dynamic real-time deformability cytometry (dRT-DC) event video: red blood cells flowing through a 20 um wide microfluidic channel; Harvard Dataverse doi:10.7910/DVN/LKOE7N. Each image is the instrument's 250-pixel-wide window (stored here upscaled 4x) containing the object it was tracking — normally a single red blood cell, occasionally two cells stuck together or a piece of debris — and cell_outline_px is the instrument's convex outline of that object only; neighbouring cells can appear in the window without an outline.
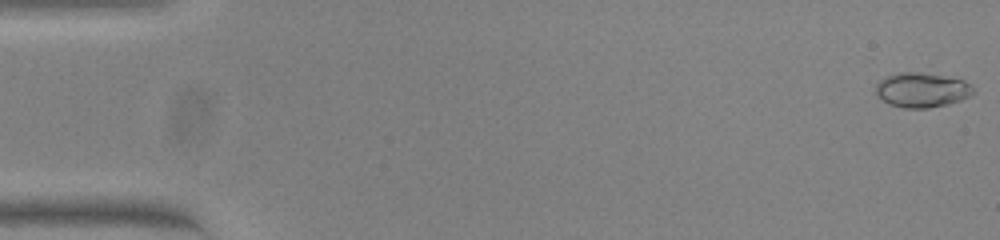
{"species": "common noctule bat (a hibernating species)", "species_latin": "Nyctalus noctula", "temperature_condition": "warm", "stored_images_in_passage": 32, "camera_frame_rate_fps": 3000, "um_per_image_px": 0.085, "animal": {"sex": "female", "body_mass_g": 23.0, "forearm_length_mm": 53.4}, "frame": {"image": 1, "passage_image": 1, "time_ms": 0.0, "image_size_px": [1000, 240], "cell_outline_px": [[976, 92], [972, 96], [948, 104], [928, 108], [904, 108], [888, 104], [880, 100], [876, 96], [876, 84], [884, 76], [900, 72], [920, 72], [944, 76], [964, 80]], "centroid_in_image_um": [78.32, 7.65], "position_along_channel_um": 6.7, "area_um2": 19.94}}
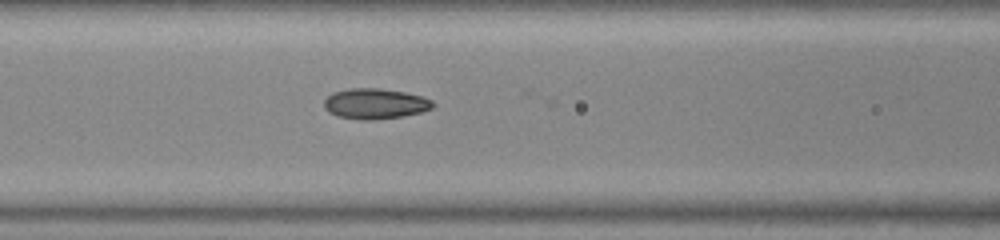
{"frame": {"image": 2, "passage_image": 23, "time_ms": 7.333, "image_size_px": [1000, 240], "cell_outline_px": [[436, 104], [432, 108], [420, 112], [404, 116], [376, 120], [360, 120], [336, 116], [328, 112], [324, 108], [324, 100], [332, 92], [352, 88], [380, 88], [404, 92], [424, 96], [432, 100]], "centroid_in_image_um": [31.89, 8.82], "position_along_channel_um": 134.7, "area_um2": 19.59}}
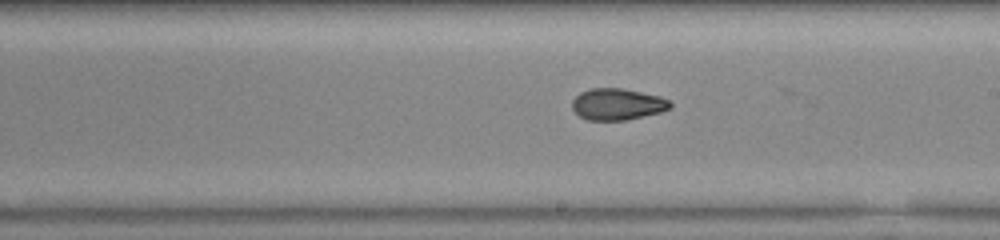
{"frame": {"image": 3, "passage_image": 31, "time_ms": 10.0, "image_size_px": [1000, 240], "cell_outline_px": [[672, 108], [660, 112], [624, 120], [588, 120], [580, 116], [572, 108], [572, 100], [580, 92], [588, 88], [620, 88], [660, 96], [668, 100], [672, 104]], "centroid_in_image_um": [52.46, 8.85], "position_along_channel_um": 236.5, "area_um2": 17.92}}